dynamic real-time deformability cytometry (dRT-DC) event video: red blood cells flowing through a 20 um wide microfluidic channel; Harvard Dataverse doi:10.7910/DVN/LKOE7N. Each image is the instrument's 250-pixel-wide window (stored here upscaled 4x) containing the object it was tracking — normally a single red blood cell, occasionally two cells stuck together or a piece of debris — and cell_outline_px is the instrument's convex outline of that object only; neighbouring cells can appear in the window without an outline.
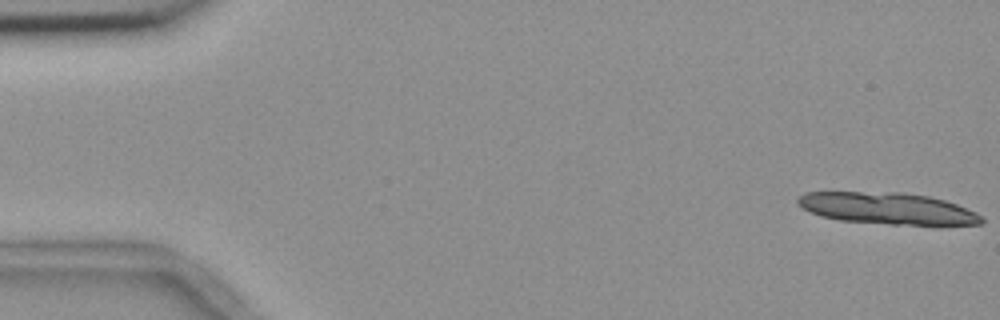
{"species": "common noctule bat (a hibernating species)", "species_latin": "Nyctalus noctula", "temperature_condition": "room temperature", "stored_images_in_passage": 14, "camera_frame_rate_fps": 3000, "um_per_image_px": 0.085, "animal": {"sex": "female", "body_mass_g": 18.4}, "frame": {"image": 1, "passage_image": 1, "time_ms": 0.0, "image_size_px": [1000, 320], "cell_outline_px": [[984, 224], [892, 224], [840, 220], [820, 216], [796, 204], [796, 200], [804, 192], [900, 192], [928, 196], [944, 200], [956, 204], [980, 216], [984, 220]], "centroid_in_image_um": [75.37, 17.7], "position_along_channel_um": 9.6, "area_um2": 33.35}}